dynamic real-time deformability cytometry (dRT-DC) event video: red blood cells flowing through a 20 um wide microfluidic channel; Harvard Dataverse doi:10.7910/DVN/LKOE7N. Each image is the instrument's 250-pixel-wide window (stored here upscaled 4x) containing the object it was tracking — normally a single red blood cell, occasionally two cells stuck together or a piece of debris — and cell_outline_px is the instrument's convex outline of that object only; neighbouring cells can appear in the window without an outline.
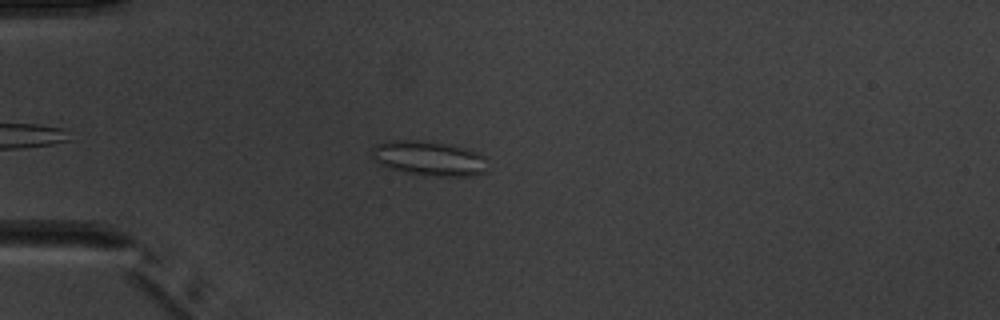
{"species": "common noctule bat (a hibernating species)", "species_latin": "Nyctalus noctula", "temperature_condition": "warm", "stored_images_in_passage": 6, "camera_frame_rate_fps": 3000, "um_per_image_px": 0.085, "animal": {"sex": "male", "body_mass_g": 20.1, "forearm_length_mm": 53.5}, "frame": {"image": 1, "passage_image": 5, "time_ms": 4.667, "image_size_px": [1000, 320], "cell_outline_px": [[488, 172], [476, 176], [424, 176], [404, 172], [388, 168], [372, 160], [372, 148], [376, 144], [388, 140], [416, 140], [448, 144], [464, 148], [476, 152], [484, 156]], "centroid_in_image_um": [36.45, 13.48], "position_along_channel_um": 48.5, "area_um2": 23.76}}